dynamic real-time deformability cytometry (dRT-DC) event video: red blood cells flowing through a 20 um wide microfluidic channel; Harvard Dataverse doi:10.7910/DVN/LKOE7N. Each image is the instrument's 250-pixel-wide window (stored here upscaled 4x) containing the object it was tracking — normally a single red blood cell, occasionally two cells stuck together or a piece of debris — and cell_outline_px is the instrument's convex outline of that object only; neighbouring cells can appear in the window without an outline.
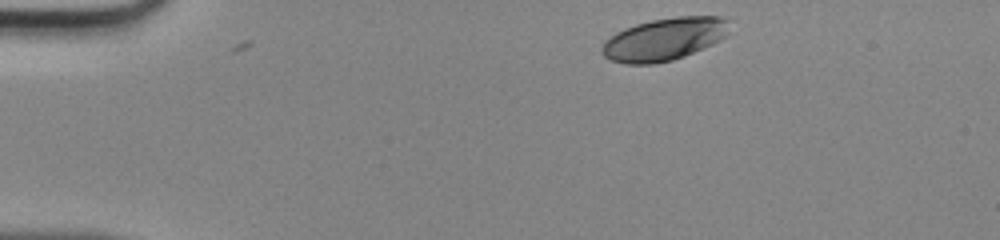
{"species": "human", "species_latin": "Homo sapiens", "temperature_condition": "room temperature", "stored_images_in_passage": 41, "camera_frame_rate_fps": 3000, "um_per_image_px": 0.085, "donor": {"sex": "male"}, "frame": {"image": 1, "passage_image": 1, "time_ms": 0.0, "image_size_px": [1000, 240], "cell_outline_px": [[728, 32], [720, 40], [712, 44], [684, 56], [672, 60], [652, 64], [624, 64], [612, 60], [604, 56], [600, 52], [600, 48], [604, 40], [616, 32], [624, 28], [636, 24], [652, 20], [676, 16], [720, 16], [728, 20]], "centroid_in_image_um": [56.42, 3.33], "position_along_channel_um": 28.6, "area_um2": 31.67}}
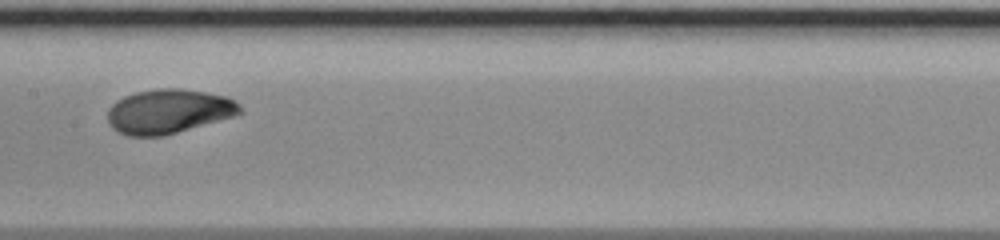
{"frame": {"image": 2, "passage_image": 18, "time_ms": 5.667, "image_size_px": [1000, 240], "cell_outline_px": [[244, 112], [236, 116], [164, 136], [128, 136], [112, 128], [108, 120], [108, 108], [116, 100], [124, 96], [136, 92], [156, 88], [180, 88], [228, 96], [240, 104]], "centroid_in_image_um": [14.36, 9.46], "position_along_channel_um": 193.0, "area_um2": 34.56}}
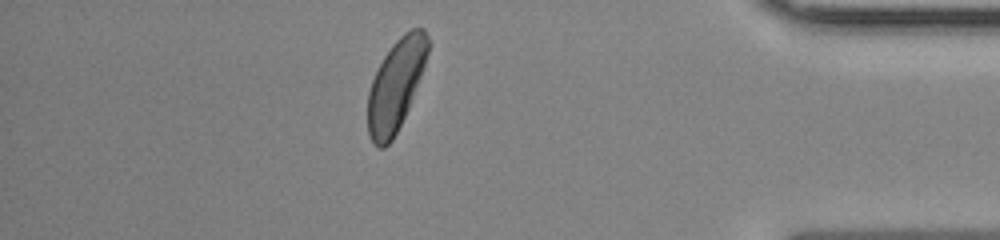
{"frame": {"image": 3, "passage_image": 35, "time_ms": 11.333, "image_size_px": [1000, 240], "cell_outline_px": [[432, 44], [408, 108], [392, 140], [384, 148], [380, 148], [372, 140], [368, 132], [368, 92], [372, 80], [384, 56], [392, 44], [404, 32], [412, 28], [424, 28]], "centroid_in_image_um": [33.66, 7.17], "position_along_channel_um": 401.5, "area_um2": 31.56}}